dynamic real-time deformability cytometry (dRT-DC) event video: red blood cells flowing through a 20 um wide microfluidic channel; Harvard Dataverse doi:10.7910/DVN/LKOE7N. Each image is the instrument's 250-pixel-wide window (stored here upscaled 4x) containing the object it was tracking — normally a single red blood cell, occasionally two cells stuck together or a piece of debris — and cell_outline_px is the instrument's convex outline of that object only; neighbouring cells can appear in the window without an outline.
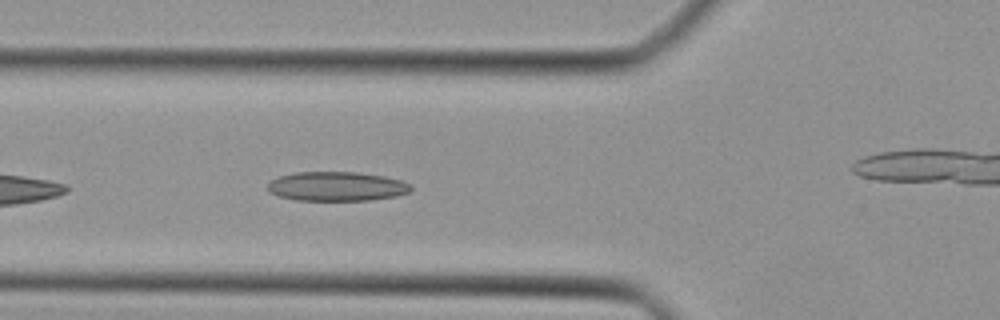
{"species": "Egyptian fruit bat (a non-hibernating species)", "species_latin": "Rousettus aegyptiacus", "temperature_condition": "cold", "stored_images_in_passage": 30, "camera_frame_rate_fps": 3000, "um_per_image_px": 0.085, "animal": {"sex": "female"}, "frame": {"image": 1, "passage_image": 4, "time_ms": 1.0, "image_size_px": [1000, 320], "cell_outline_px": [[412, 188], [408, 192], [396, 196], [368, 200], [296, 200], [280, 196], [272, 192], [268, 188], [268, 184], [272, 180], [280, 176], [296, 172], [356, 172], [384, 176], [400, 180], [412, 184]], "centroid_in_image_um": [28.66, 15.83], "position_along_channel_um": 97.1, "area_um2": 24.22}}
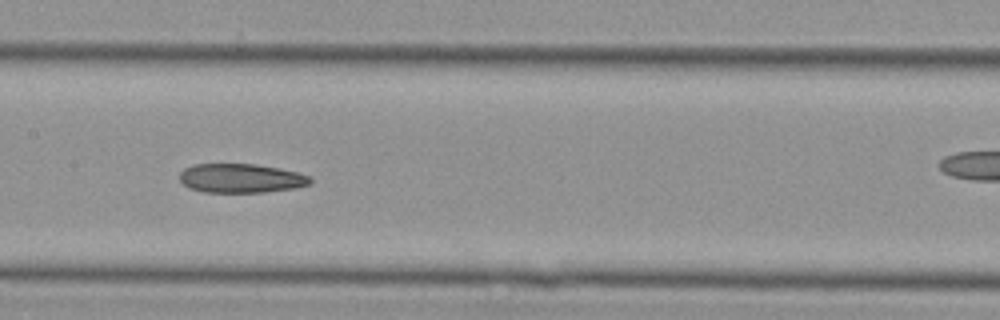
{"frame": {"image": 2, "passage_image": 10, "time_ms": 3.0, "image_size_px": [1000, 320], "cell_outline_px": [[312, 180], [308, 184], [296, 188], [264, 192], [204, 192], [188, 188], [180, 180], [180, 172], [184, 168], [192, 164], [256, 164], [296, 172], [308, 176]], "centroid_in_image_um": [20.43, 15.15], "position_along_channel_um": 187.0, "area_um2": 22.02}}
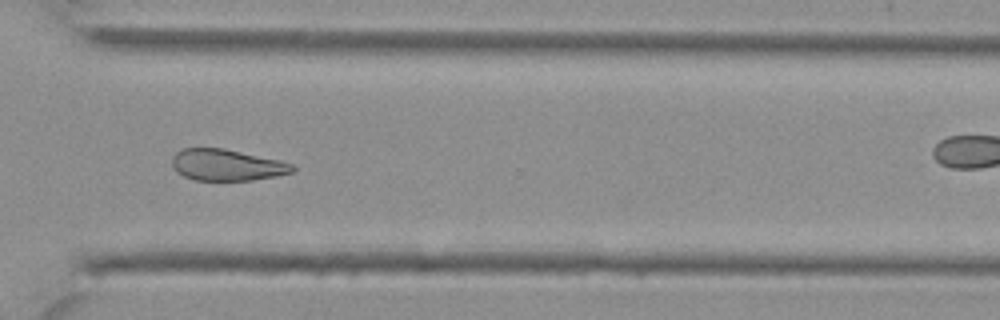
{"frame": {"image": 3, "passage_image": 21, "time_ms": 6.667, "image_size_px": [1000, 320], "cell_outline_px": [[296, 168], [292, 172], [276, 176], [252, 180], [196, 180], [184, 176], [176, 172], [172, 164], [172, 156], [176, 152], [184, 148], [224, 148], [280, 160], [292, 164]], "centroid_in_image_um": [19.27, 14.02], "position_along_channel_um": 351.3, "area_um2": 22.02}}